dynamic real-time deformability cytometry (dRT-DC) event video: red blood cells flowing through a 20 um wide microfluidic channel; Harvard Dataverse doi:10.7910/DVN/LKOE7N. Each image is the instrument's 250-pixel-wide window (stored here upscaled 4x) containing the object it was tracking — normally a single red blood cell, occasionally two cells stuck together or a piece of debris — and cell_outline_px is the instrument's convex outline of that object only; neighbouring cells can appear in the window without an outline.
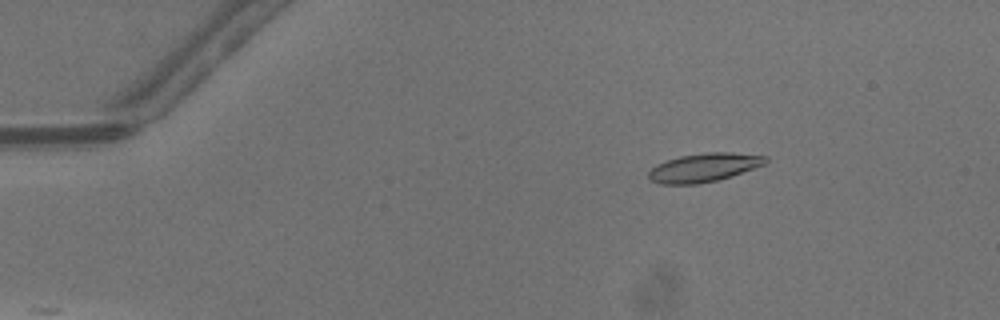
{"species": "common noctule bat (a hibernating species)", "species_latin": "Nyctalus noctula", "temperature_condition": "warm", "stored_images_in_passage": 49, "camera_frame_rate_fps": 3000, "um_per_image_px": 0.085, "animal": {"sex": "male", "body_mass_g": 13.3}, "frame": {"image": 1, "passage_image": 8, "time_ms": 2.333, "image_size_px": [1000, 320], "cell_outline_px": [[768, 160], [764, 164], [716, 180], [696, 184], [660, 184], [652, 180], [648, 176], [648, 172], [656, 164], [680, 156], [708, 152], [732, 152], [768, 156]], "centroid_in_image_um": [59.81, 14.23], "position_along_channel_um": 25.2, "area_um2": 19.13}}
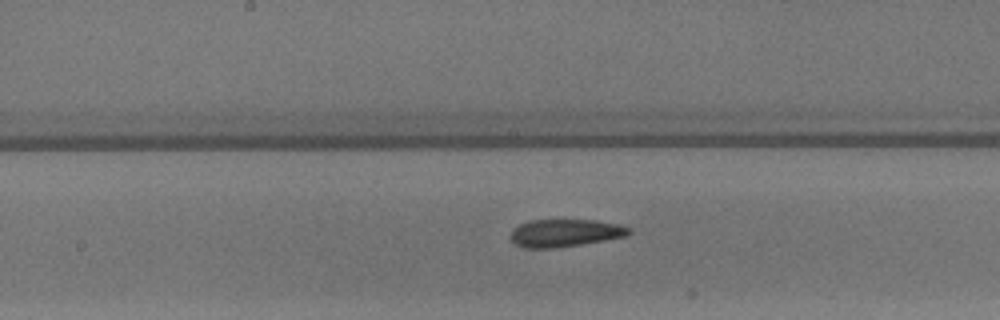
{"frame": {"image": 2, "passage_image": 26, "time_ms": 8.333, "image_size_px": [1000, 320], "cell_outline_px": [[632, 232], [628, 236], [556, 248], [524, 248], [516, 244], [512, 240], [512, 232], [520, 224], [532, 220], [596, 220], [620, 224], [632, 228]], "centroid_in_image_um": [48.1, 19.8], "position_along_channel_um": 200.1, "area_um2": 18.96}}
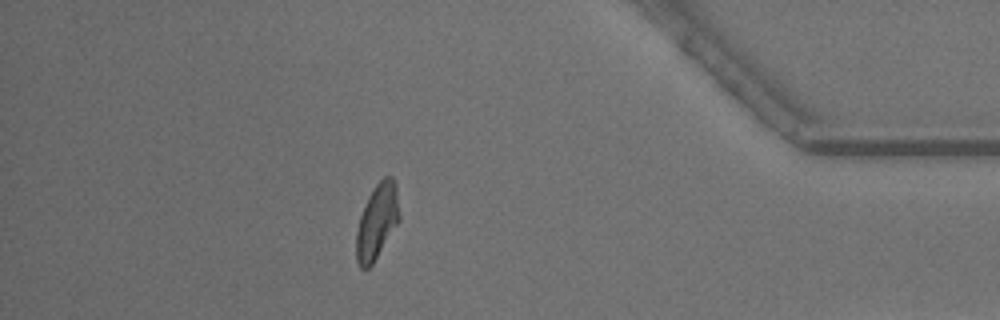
{"frame": {"image": 3, "passage_image": 43, "time_ms": 14.0, "image_size_px": [1000, 320], "cell_outline_px": [[400, 220], [372, 264], [368, 268], [360, 268], [356, 260], [356, 232], [360, 216], [368, 196], [376, 184], [384, 176], [392, 176], [396, 184], [400, 216]], "centroid_in_image_um": [32.05, 18.81], "position_along_channel_um": 403.2, "area_um2": 18.84}, "authors_computed_cell_mechanics": {"area_um2": 19.0162, "velocity_mm_per_s": 4.3171, "shape_relaxation_time_tau1_ms": 6.446, "shape_relaxation_time_tau2_ms": 2.2303, "deformation_change_tau1": 0.1898, "deformation_change_tau2": 0.0981}}